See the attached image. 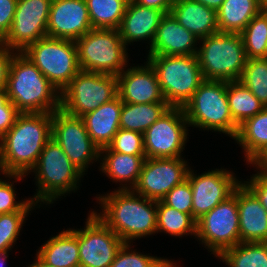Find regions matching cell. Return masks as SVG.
<instances>
[{
	"mask_svg": "<svg viewBox=\"0 0 267 267\" xmlns=\"http://www.w3.org/2000/svg\"><path fill=\"white\" fill-rule=\"evenodd\" d=\"M51 138L52 113H20L0 139L6 174L28 175Z\"/></svg>",
	"mask_w": 267,
	"mask_h": 267,
	"instance_id": "cell-1",
	"label": "cell"
},
{
	"mask_svg": "<svg viewBox=\"0 0 267 267\" xmlns=\"http://www.w3.org/2000/svg\"><path fill=\"white\" fill-rule=\"evenodd\" d=\"M102 212L93 211L124 243L156 233L157 201L133 190H115L97 197ZM136 238V239H135Z\"/></svg>",
	"mask_w": 267,
	"mask_h": 267,
	"instance_id": "cell-2",
	"label": "cell"
},
{
	"mask_svg": "<svg viewBox=\"0 0 267 267\" xmlns=\"http://www.w3.org/2000/svg\"><path fill=\"white\" fill-rule=\"evenodd\" d=\"M6 92L20 113H53L60 108V92L23 53L13 56Z\"/></svg>",
	"mask_w": 267,
	"mask_h": 267,
	"instance_id": "cell-3",
	"label": "cell"
},
{
	"mask_svg": "<svg viewBox=\"0 0 267 267\" xmlns=\"http://www.w3.org/2000/svg\"><path fill=\"white\" fill-rule=\"evenodd\" d=\"M30 172L35 173L38 186L36 195L31 199L36 204L43 202L46 205L77 190L80 178L84 175L53 138L46 143Z\"/></svg>",
	"mask_w": 267,
	"mask_h": 267,
	"instance_id": "cell-4",
	"label": "cell"
},
{
	"mask_svg": "<svg viewBox=\"0 0 267 267\" xmlns=\"http://www.w3.org/2000/svg\"><path fill=\"white\" fill-rule=\"evenodd\" d=\"M188 126L228 134L234 139L239 126L227 99V82L205 80L183 107Z\"/></svg>",
	"mask_w": 267,
	"mask_h": 267,
	"instance_id": "cell-5",
	"label": "cell"
},
{
	"mask_svg": "<svg viewBox=\"0 0 267 267\" xmlns=\"http://www.w3.org/2000/svg\"><path fill=\"white\" fill-rule=\"evenodd\" d=\"M199 41L202 45L196 56L205 80L240 79L247 61L240 34L218 32Z\"/></svg>",
	"mask_w": 267,
	"mask_h": 267,
	"instance_id": "cell-6",
	"label": "cell"
},
{
	"mask_svg": "<svg viewBox=\"0 0 267 267\" xmlns=\"http://www.w3.org/2000/svg\"><path fill=\"white\" fill-rule=\"evenodd\" d=\"M170 107H184L205 81L196 55L147 56Z\"/></svg>",
	"mask_w": 267,
	"mask_h": 267,
	"instance_id": "cell-7",
	"label": "cell"
},
{
	"mask_svg": "<svg viewBox=\"0 0 267 267\" xmlns=\"http://www.w3.org/2000/svg\"><path fill=\"white\" fill-rule=\"evenodd\" d=\"M75 43L81 71L118 76L127 66V48L118 29L93 28Z\"/></svg>",
	"mask_w": 267,
	"mask_h": 267,
	"instance_id": "cell-8",
	"label": "cell"
},
{
	"mask_svg": "<svg viewBox=\"0 0 267 267\" xmlns=\"http://www.w3.org/2000/svg\"><path fill=\"white\" fill-rule=\"evenodd\" d=\"M61 93L81 71L75 41L44 37L22 52Z\"/></svg>",
	"mask_w": 267,
	"mask_h": 267,
	"instance_id": "cell-9",
	"label": "cell"
},
{
	"mask_svg": "<svg viewBox=\"0 0 267 267\" xmlns=\"http://www.w3.org/2000/svg\"><path fill=\"white\" fill-rule=\"evenodd\" d=\"M118 96L115 75L80 71L60 93V108L82 117Z\"/></svg>",
	"mask_w": 267,
	"mask_h": 267,
	"instance_id": "cell-10",
	"label": "cell"
},
{
	"mask_svg": "<svg viewBox=\"0 0 267 267\" xmlns=\"http://www.w3.org/2000/svg\"><path fill=\"white\" fill-rule=\"evenodd\" d=\"M196 237L216 257L240 243L237 187L225 201L196 221Z\"/></svg>",
	"mask_w": 267,
	"mask_h": 267,
	"instance_id": "cell-11",
	"label": "cell"
},
{
	"mask_svg": "<svg viewBox=\"0 0 267 267\" xmlns=\"http://www.w3.org/2000/svg\"><path fill=\"white\" fill-rule=\"evenodd\" d=\"M52 138L83 174L88 164L99 160L100 148L89 137L82 117L70 115L61 108L54 111Z\"/></svg>",
	"mask_w": 267,
	"mask_h": 267,
	"instance_id": "cell-12",
	"label": "cell"
},
{
	"mask_svg": "<svg viewBox=\"0 0 267 267\" xmlns=\"http://www.w3.org/2000/svg\"><path fill=\"white\" fill-rule=\"evenodd\" d=\"M187 125V126H186ZM188 121L182 107H169L144 133L146 158L182 157Z\"/></svg>",
	"mask_w": 267,
	"mask_h": 267,
	"instance_id": "cell-13",
	"label": "cell"
},
{
	"mask_svg": "<svg viewBox=\"0 0 267 267\" xmlns=\"http://www.w3.org/2000/svg\"><path fill=\"white\" fill-rule=\"evenodd\" d=\"M52 0H17L14 19L0 42L17 53L47 36V23Z\"/></svg>",
	"mask_w": 267,
	"mask_h": 267,
	"instance_id": "cell-14",
	"label": "cell"
},
{
	"mask_svg": "<svg viewBox=\"0 0 267 267\" xmlns=\"http://www.w3.org/2000/svg\"><path fill=\"white\" fill-rule=\"evenodd\" d=\"M78 229L80 267H110L124 241L93 211Z\"/></svg>",
	"mask_w": 267,
	"mask_h": 267,
	"instance_id": "cell-15",
	"label": "cell"
},
{
	"mask_svg": "<svg viewBox=\"0 0 267 267\" xmlns=\"http://www.w3.org/2000/svg\"><path fill=\"white\" fill-rule=\"evenodd\" d=\"M184 158H145L133 191L147 199L159 201L174 186L187 179L190 167Z\"/></svg>",
	"mask_w": 267,
	"mask_h": 267,
	"instance_id": "cell-16",
	"label": "cell"
},
{
	"mask_svg": "<svg viewBox=\"0 0 267 267\" xmlns=\"http://www.w3.org/2000/svg\"><path fill=\"white\" fill-rule=\"evenodd\" d=\"M187 179L192 189V217L196 221L231 196L242 182L224 168L201 175L194 174L190 168Z\"/></svg>",
	"mask_w": 267,
	"mask_h": 267,
	"instance_id": "cell-17",
	"label": "cell"
},
{
	"mask_svg": "<svg viewBox=\"0 0 267 267\" xmlns=\"http://www.w3.org/2000/svg\"><path fill=\"white\" fill-rule=\"evenodd\" d=\"M91 29L85 0H52L47 36L76 41Z\"/></svg>",
	"mask_w": 267,
	"mask_h": 267,
	"instance_id": "cell-18",
	"label": "cell"
},
{
	"mask_svg": "<svg viewBox=\"0 0 267 267\" xmlns=\"http://www.w3.org/2000/svg\"><path fill=\"white\" fill-rule=\"evenodd\" d=\"M145 65L130 67L116 76L119 98L133 104L167 103L155 70L149 62Z\"/></svg>",
	"mask_w": 267,
	"mask_h": 267,
	"instance_id": "cell-19",
	"label": "cell"
},
{
	"mask_svg": "<svg viewBox=\"0 0 267 267\" xmlns=\"http://www.w3.org/2000/svg\"><path fill=\"white\" fill-rule=\"evenodd\" d=\"M197 42V37L181 26L171 13H167L161 18L148 56L196 55Z\"/></svg>",
	"mask_w": 267,
	"mask_h": 267,
	"instance_id": "cell-20",
	"label": "cell"
},
{
	"mask_svg": "<svg viewBox=\"0 0 267 267\" xmlns=\"http://www.w3.org/2000/svg\"><path fill=\"white\" fill-rule=\"evenodd\" d=\"M240 242H267V210L241 182L237 186Z\"/></svg>",
	"mask_w": 267,
	"mask_h": 267,
	"instance_id": "cell-21",
	"label": "cell"
},
{
	"mask_svg": "<svg viewBox=\"0 0 267 267\" xmlns=\"http://www.w3.org/2000/svg\"><path fill=\"white\" fill-rule=\"evenodd\" d=\"M164 15L162 10L145 7L134 0H129L118 28L124 45L139 40H149L151 44H148L151 46Z\"/></svg>",
	"mask_w": 267,
	"mask_h": 267,
	"instance_id": "cell-22",
	"label": "cell"
},
{
	"mask_svg": "<svg viewBox=\"0 0 267 267\" xmlns=\"http://www.w3.org/2000/svg\"><path fill=\"white\" fill-rule=\"evenodd\" d=\"M122 105V100L117 96L82 116L89 137L100 149L107 147L120 129Z\"/></svg>",
	"mask_w": 267,
	"mask_h": 267,
	"instance_id": "cell-23",
	"label": "cell"
},
{
	"mask_svg": "<svg viewBox=\"0 0 267 267\" xmlns=\"http://www.w3.org/2000/svg\"><path fill=\"white\" fill-rule=\"evenodd\" d=\"M99 158H103L100 167L101 171L108 175V178L112 179L113 182H120L121 185L123 182L126 183L125 186L119 187V190H133L138 182L146 156L114 152L107 146L100 149ZM127 182L131 185L127 186L129 185Z\"/></svg>",
	"mask_w": 267,
	"mask_h": 267,
	"instance_id": "cell-24",
	"label": "cell"
},
{
	"mask_svg": "<svg viewBox=\"0 0 267 267\" xmlns=\"http://www.w3.org/2000/svg\"><path fill=\"white\" fill-rule=\"evenodd\" d=\"M170 13L199 40L219 32L217 12L195 0L172 6Z\"/></svg>",
	"mask_w": 267,
	"mask_h": 267,
	"instance_id": "cell-25",
	"label": "cell"
},
{
	"mask_svg": "<svg viewBox=\"0 0 267 267\" xmlns=\"http://www.w3.org/2000/svg\"><path fill=\"white\" fill-rule=\"evenodd\" d=\"M37 256L53 267H80L78 230H65L51 237Z\"/></svg>",
	"mask_w": 267,
	"mask_h": 267,
	"instance_id": "cell-26",
	"label": "cell"
},
{
	"mask_svg": "<svg viewBox=\"0 0 267 267\" xmlns=\"http://www.w3.org/2000/svg\"><path fill=\"white\" fill-rule=\"evenodd\" d=\"M262 7L258 0H225L217 11L219 32L240 34Z\"/></svg>",
	"mask_w": 267,
	"mask_h": 267,
	"instance_id": "cell-27",
	"label": "cell"
},
{
	"mask_svg": "<svg viewBox=\"0 0 267 267\" xmlns=\"http://www.w3.org/2000/svg\"><path fill=\"white\" fill-rule=\"evenodd\" d=\"M234 139L242 146L250 164L267 146V107L239 125Z\"/></svg>",
	"mask_w": 267,
	"mask_h": 267,
	"instance_id": "cell-28",
	"label": "cell"
},
{
	"mask_svg": "<svg viewBox=\"0 0 267 267\" xmlns=\"http://www.w3.org/2000/svg\"><path fill=\"white\" fill-rule=\"evenodd\" d=\"M169 107L167 103L133 104L123 102L119 127L143 134Z\"/></svg>",
	"mask_w": 267,
	"mask_h": 267,
	"instance_id": "cell-29",
	"label": "cell"
},
{
	"mask_svg": "<svg viewBox=\"0 0 267 267\" xmlns=\"http://www.w3.org/2000/svg\"><path fill=\"white\" fill-rule=\"evenodd\" d=\"M227 99L233 121L239 126L264 106L239 80L227 82Z\"/></svg>",
	"mask_w": 267,
	"mask_h": 267,
	"instance_id": "cell-30",
	"label": "cell"
},
{
	"mask_svg": "<svg viewBox=\"0 0 267 267\" xmlns=\"http://www.w3.org/2000/svg\"><path fill=\"white\" fill-rule=\"evenodd\" d=\"M218 258L229 267H267V242H240Z\"/></svg>",
	"mask_w": 267,
	"mask_h": 267,
	"instance_id": "cell-31",
	"label": "cell"
},
{
	"mask_svg": "<svg viewBox=\"0 0 267 267\" xmlns=\"http://www.w3.org/2000/svg\"><path fill=\"white\" fill-rule=\"evenodd\" d=\"M93 28L118 29L129 0H85Z\"/></svg>",
	"mask_w": 267,
	"mask_h": 267,
	"instance_id": "cell-32",
	"label": "cell"
},
{
	"mask_svg": "<svg viewBox=\"0 0 267 267\" xmlns=\"http://www.w3.org/2000/svg\"><path fill=\"white\" fill-rule=\"evenodd\" d=\"M165 232L176 237L194 235L196 238V220L187 213L157 201L156 232Z\"/></svg>",
	"mask_w": 267,
	"mask_h": 267,
	"instance_id": "cell-33",
	"label": "cell"
},
{
	"mask_svg": "<svg viewBox=\"0 0 267 267\" xmlns=\"http://www.w3.org/2000/svg\"><path fill=\"white\" fill-rule=\"evenodd\" d=\"M247 59L267 58V14L262 10L240 33Z\"/></svg>",
	"mask_w": 267,
	"mask_h": 267,
	"instance_id": "cell-34",
	"label": "cell"
},
{
	"mask_svg": "<svg viewBox=\"0 0 267 267\" xmlns=\"http://www.w3.org/2000/svg\"><path fill=\"white\" fill-rule=\"evenodd\" d=\"M239 81L267 107V58L247 59Z\"/></svg>",
	"mask_w": 267,
	"mask_h": 267,
	"instance_id": "cell-35",
	"label": "cell"
},
{
	"mask_svg": "<svg viewBox=\"0 0 267 267\" xmlns=\"http://www.w3.org/2000/svg\"><path fill=\"white\" fill-rule=\"evenodd\" d=\"M130 243H124L118 250L110 267H168L172 261L157 256L143 255L136 251H130Z\"/></svg>",
	"mask_w": 267,
	"mask_h": 267,
	"instance_id": "cell-36",
	"label": "cell"
},
{
	"mask_svg": "<svg viewBox=\"0 0 267 267\" xmlns=\"http://www.w3.org/2000/svg\"><path fill=\"white\" fill-rule=\"evenodd\" d=\"M29 211H16L0 214V252L12 249L20 236V230Z\"/></svg>",
	"mask_w": 267,
	"mask_h": 267,
	"instance_id": "cell-37",
	"label": "cell"
},
{
	"mask_svg": "<svg viewBox=\"0 0 267 267\" xmlns=\"http://www.w3.org/2000/svg\"><path fill=\"white\" fill-rule=\"evenodd\" d=\"M108 147L122 154L145 155L143 134L137 131L120 128Z\"/></svg>",
	"mask_w": 267,
	"mask_h": 267,
	"instance_id": "cell-38",
	"label": "cell"
},
{
	"mask_svg": "<svg viewBox=\"0 0 267 267\" xmlns=\"http://www.w3.org/2000/svg\"><path fill=\"white\" fill-rule=\"evenodd\" d=\"M14 189L13 182L11 183L10 180H2L0 178V214L31 211L37 205L32 199L16 201Z\"/></svg>",
	"mask_w": 267,
	"mask_h": 267,
	"instance_id": "cell-39",
	"label": "cell"
},
{
	"mask_svg": "<svg viewBox=\"0 0 267 267\" xmlns=\"http://www.w3.org/2000/svg\"><path fill=\"white\" fill-rule=\"evenodd\" d=\"M161 201L169 207L192 216V189L189 180L186 179L174 186Z\"/></svg>",
	"mask_w": 267,
	"mask_h": 267,
	"instance_id": "cell-40",
	"label": "cell"
},
{
	"mask_svg": "<svg viewBox=\"0 0 267 267\" xmlns=\"http://www.w3.org/2000/svg\"><path fill=\"white\" fill-rule=\"evenodd\" d=\"M249 181H244V185L257 197L259 202L267 210V171H258L250 177Z\"/></svg>",
	"mask_w": 267,
	"mask_h": 267,
	"instance_id": "cell-41",
	"label": "cell"
},
{
	"mask_svg": "<svg viewBox=\"0 0 267 267\" xmlns=\"http://www.w3.org/2000/svg\"><path fill=\"white\" fill-rule=\"evenodd\" d=\"M17 0H0V42L10 31Z\"/></svg>",
	"mask_w": 267,
	"mask_h": 267,
	"instance_id": "cell-42",
	"label": "cell"
},
{
	"mask_svg": "<svg viewBox=\"0 0 267 267\" xmlns=\"http://www.w3.org/2000/svg\"><path fill=\"white\" fill-rule=\"evenodd\" d=\"M0 43V90H6L10 63L17 53Z\"/></svg>",
	"mask_w": 267,
	"mask_h": 267,
	"instance_id": "cell-43",
	"label": "cell"
},
{
	"mask_svg": "<svg viewBox=\"0 0 267 267\" xmlns=\"http://www.w3.org/2000/svg\"><path fill=\"white\" fill-rule=\"evenodd\" d=\"M19 114L10 101L4 106V112H0V139L10 130Z\"/></svg>",
	"mask_w": 267,
	"mask_h": 267,
	"instance_id": "cell-44",
	"label": "cell"
},
{
	"mask_svg": "<svg viewBox=\"0 0 267 267\" xmlns=\"http://www.w3.org/2000/svg\"><path fill=\"white\" fill-rule=\"evenodd\" d=\"M136 3L158 10H162L165 14L170 13L172 0H134Z\"/></svg>",
	"mask_w": 267,
	"mask_h": 267,
	"instance_id": "cell-45",
	"label": "cell"
},
{
	"mask_svg": "<svg viewBox=\"0 0 267 267\" xmlns=\"http://www.w3.org/2000/svg\"><path fill=\"white\" fill-rule=\"evenodd\" d=\"M250 164L257 166L260 171H267V146Z\"/></svg>",
	"mask_w": 267,
	"mask_h": 267,
	"instance_id": "cell-46",
	"label": "cell"
},
{
	"mask_svg": "<svg viewBox=\"0 0 267 267\" xmlns=\"http://www.w3.org/2000/svg\"><path fill=\"white\" fill-rule=\"evenodd\" d=\"M195 1L200 2L204 6L213 9L214 11L217 12L225 0H195Z\"/></svg>",
	"mask_w": 267,
	"mask_h": 267,
	"instance_id": "cell-47",
	"label": "cell"
},
{
	"mask_svg": "<svg viewBox=\"0 0 267 267\" xmlns=\"http://www.w3.org/2000/svg\"><path fill=\"white\" fill-rule=\"evenodd\" d=\"M0 170H1V172H2V174L5 176V178L6 177H8V178H10V179H16V181L17 180H21L25 175H7L6 174V171H5V169H4V166H3V162H2V151H1V140H0Z\"/></svg>",
	"mask_w": 267,
	"mask_h": 267,
	"instance_id": "cell-48",
	"label": "cell"
},
{
	"mask_svg": "<svg viewBox=\"0 0 267 267\" xmlns=\"http://www.w3.org/2000/svg\"><path fill=\"white\" fill-rule=\"evenodd\" d=\"M6 90H0V112H4V106L9 102Z\"/></svg>",
	"mask_w": 267,
	"mask_h": 267,
	"instance_id": "cell-49",
	"label": "cell"
},
{
	"mask_svg": "<svg viewBox=\"0 0 267 267\" xmlns=\"http://www.w3.org/2000/svg\"><path fill=\"white\" fill-rule=\"evenodd\" d=\"M28 267H53L45 263L43 260H41L38 256L36 257V260H34V263L31 264Z\"/></svg>",
	"mask_w": 267,
	"mask_h": 267,
	"instance_id": "cell-50",
	"label": "cell"
},
{
	"mask_svg": "<svg viewBox=\"0 0 267 267\" xmlns=\"http://www.w3.org/2000/svg\"><path fill=\"white\" fill-rule=\"evenodd\" d=\"M8 251L0 252V267H4L6 263V258H8Z\"/></svg>",
	"mask_w": 267,
	"mask_h": 267,
	"instance_id": "cell-51",
	"label": "cell"
},
{
	"mask_svg": "<svg viewBox=\"0 0 267 267\" xmlns=\"http://www.w3.org/2000/svg\"><path fill=\"white\" fill-rule=\"evenodd\" d=\"M186 1H189V0H172V6L178 5Z\"/></svg>",
	"mask_w": 267,
	"mask_h": 267,
	"instance_id": "cell-52",
	"label": "cell"
},
{
	"mask_svg": "<svg viewBox=\"0 0 267 267\" xmlns=\"http://www.w3.org/2000/svg\"><path fill=\"white\" fill-rule=\"evenodd\" d=\"M262 10L267 14V2L263 5Z\"/></svg>",
	"mask_w": 267,
	"mask_h": 267,
	"instance_id": "cell-53",
	"label": "cell"
},
{
	"mask_svg": "<svg viewBox=\"0 0 267 267\" xmlns=\"http://www.w3.org/2000/svg\"><path fill=\"white\" fill-rule=\"evenodd\" d=\"M262 5H264L266 2H267V0H258Z\"/></svg>",
	"mask_w": 267,
	"mask_h": 267,
	"instance_id": "cell-54",
	"label": "cell"
},
{
	"mask_svg": "<svg viewBox=\"0 0 267 267\" xmlns=\"http://www.w3.org/2000/svg\"><path fill=\"white\" fill-rule=\"evenodd\" d=\"M175 265L176 264L172 262L168 267H176Z\"/></svg>",
	"mask_w": 267,
	"mask_h": 267,
	"instance_id": "cell-55",
	"label": "cell"
}]
</instances>
